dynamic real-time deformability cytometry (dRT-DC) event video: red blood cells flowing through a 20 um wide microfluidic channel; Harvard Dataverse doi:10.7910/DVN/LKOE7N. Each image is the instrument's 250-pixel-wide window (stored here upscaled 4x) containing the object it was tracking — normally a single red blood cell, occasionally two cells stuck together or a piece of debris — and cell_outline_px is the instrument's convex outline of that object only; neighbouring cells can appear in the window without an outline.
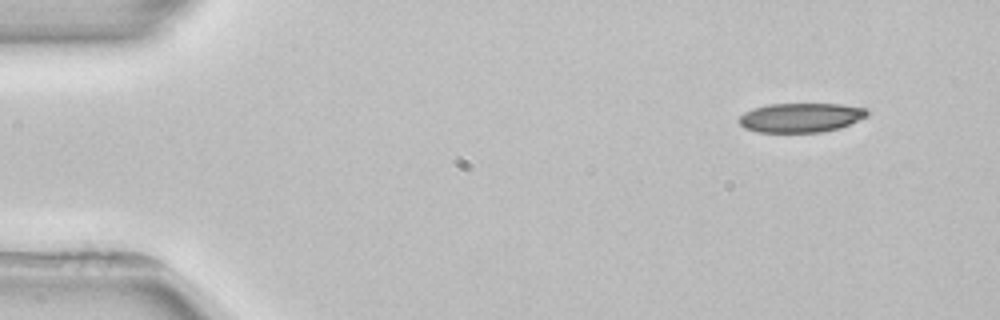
{"species": "common noctule bat (a hibernating species)", "species_latin": "Nyctalus noctula", "temperature_condition": "room temperature", "stored_images_in_passage": 3, "camera_frame_rate_fps": 3000, "um_per_image_px": 0.085, "animal": {"sex": "female", "body_mass_g": 22.7, "forearm_length_mm": 54.2}, "frame": {"image": 1, "passage_image": 1, "time_ms": 0.0, "image_size_px": [1000, 320], "cell_outline_px": [[868, 116], [840, 128], [820, 132], [756, 132], [744, 128], [740, 124], [740, 116], [744, 112], [752, 108], [768, 104], [840, 104], [868, 108]], "centroid_in_image_um": [68.07, 9.99], "position_along_channel_um": 16.9, "area_um2": 21.96}}